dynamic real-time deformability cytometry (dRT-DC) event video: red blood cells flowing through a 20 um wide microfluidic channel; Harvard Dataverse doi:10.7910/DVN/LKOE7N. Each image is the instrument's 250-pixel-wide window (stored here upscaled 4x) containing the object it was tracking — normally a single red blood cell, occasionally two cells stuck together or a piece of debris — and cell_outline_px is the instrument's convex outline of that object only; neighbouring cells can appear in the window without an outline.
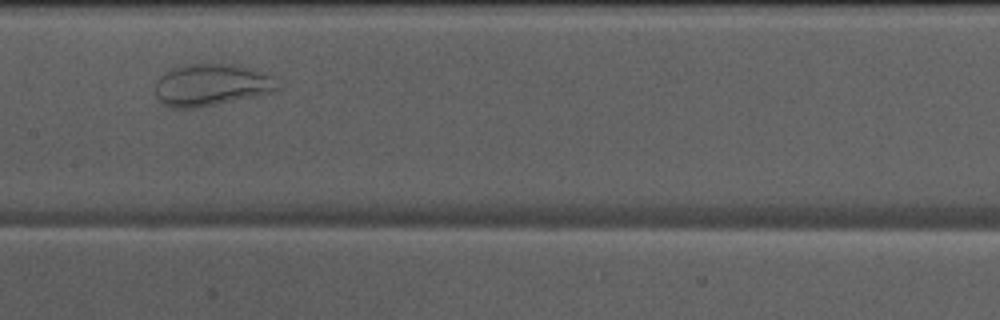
{"species": "Egyptian fruit bat (a non-hibernating species)", "species_latin": "Rousettus aegyptiacus", "temperature_condition": "warm", "stored_images_in_passage": 29, "camera_frame_rate_fps": 3000, "um_per_image_px": 0.085, "animal": {"sex": "male"}, "frame": {"image": 1, "passage_image": 13, "time_ms": 4.0, "image_size_px": [1000, 320], "cell_outline_px": [[280, 88], [276, 92], [196, 108], [176, 108], [164, 104], [156, 96], [156, 80], [164, 72], [172, 68], [184, 64], [224, 64], [252, 68], [268, 76]], "centroid_in_image_um": [17.92, 7.22], "position_along_channel_um": 189.5, "area_um2": 29.54}}
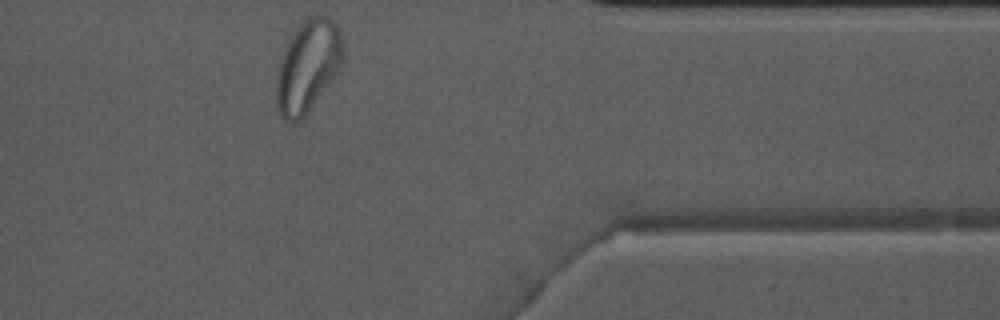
{"frame": {"image": 2, "passage_image": 29, "time_ms": 9.333, "image_size_px": [1000, 320], "cell_outline_px": [[344, 52], [340, 72], [308, 116], [296, 124], [284, 124], [276, 108], [276, 72], [280, 56], [292, 32], [308, 16], [328, 16], [340, 28], [344, 40]], "centroid_in_image_um": [26.17, 5.72], "position_along_channel_um": 385.2, "area_um2": 37.74}}